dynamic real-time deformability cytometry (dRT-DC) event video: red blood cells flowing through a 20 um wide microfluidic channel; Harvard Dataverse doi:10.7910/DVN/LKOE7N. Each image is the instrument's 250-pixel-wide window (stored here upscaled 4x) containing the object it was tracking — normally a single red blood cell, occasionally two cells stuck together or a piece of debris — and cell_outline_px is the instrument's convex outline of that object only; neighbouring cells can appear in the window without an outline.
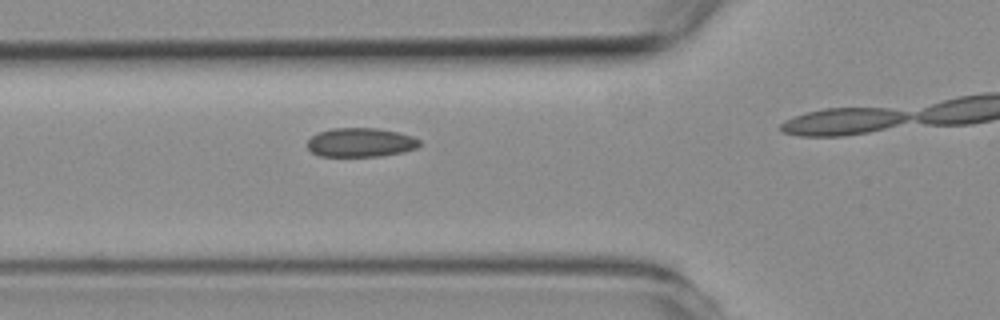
{"species": "common noctule bat (a hibernating species)", "species_latin": "Nyctalus noctula", "temperature_condition": "room temperature", "stored_images_in_passage": 3, "camera_frame_rate_fps": 3000, "um_per_image_px": 0.085, "animal": {"sex": "female", "body_mass_g": 19.3, "forearm_length_mm": 54.1}, "frame": {"image": 1, "passage_image": 3, "time_ms": 2.333, "image_size_px": [1000, 320], "cell_outline_px": [[420, 144], [416, 148], [404, 152], [380, 156], [320, 156], [312, 152], [308, 148], [308, 140], [312, 136], [320, 132], [332, 128], [376, 128], [396, 132], [412, 136], [420, 140]], "centroid_in_image_um": [30.66, 12.11], "position_along_channel_um": 95.1, "area_um2": 18.84}}